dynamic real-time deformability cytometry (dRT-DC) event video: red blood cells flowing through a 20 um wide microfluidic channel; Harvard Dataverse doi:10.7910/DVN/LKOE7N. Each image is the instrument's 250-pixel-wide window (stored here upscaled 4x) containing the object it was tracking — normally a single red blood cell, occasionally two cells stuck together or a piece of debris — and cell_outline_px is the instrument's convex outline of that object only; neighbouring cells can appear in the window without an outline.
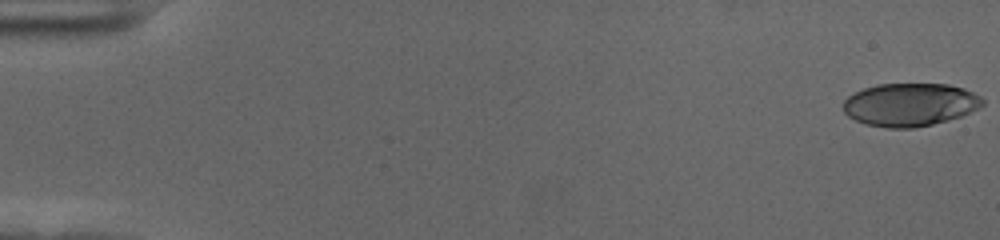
{"species": "human", "species_latin": "Homo sapiens", "temperature_condition": "cold", "stored_images_in_passage": 55, "camera_frame_rate_fps": 3000, "um_per_image_px": 0.085, "donor": {"sex": "female"}, "frame": {"image": 1, "passage_image": 1, "time_ms": 0.0, "image_size_px": [1000, 240], "cell_outline_px": [[984, 104], [980, 108], [960, 116], [948, 120], [932, 124], [912, 128], [888, 128], [864, 124], [848, 116], [844, 112], [844, 100], [848, 96], [864, 88], [876, 84], [948, 84], [964, 88], [980, 96], [984, 100]], "centroid_in_image_um": [77.36, 8.89], "position_along_channel_um": 7.6, "area_um2": 34.97}}
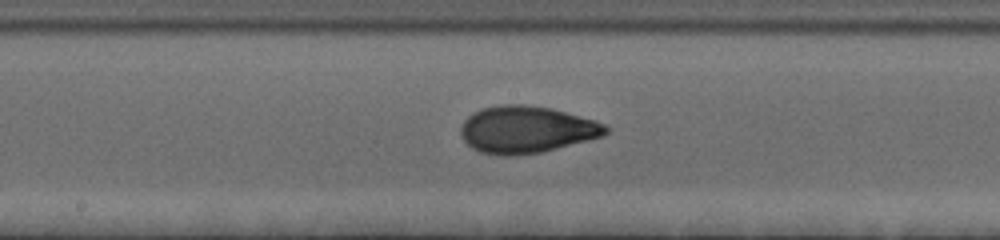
{"frame": {"image": 2, "passage_image": 31, "time_ms": 10.0, "image_size_px": [1000, 240], "cell_outline_px": [[612, 128], [604, 136], [540, 152], [508, 156], [504, 156], [480, 152], [472, 148], [464, 140], [460, 132], [460, 128], [464, 120], [472, 112], [480, 108], [500, 104], [524, 104], [552, 108], [596, 120]], "centroid_in_image_um": [44.75, 10.99], "position_along_channel_um": 203.4, "area_um2": 39.94}}
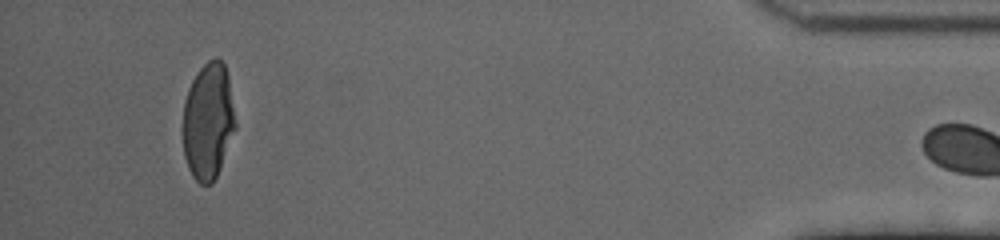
{"frame": {"image": 3, "passage_image": 54, "time_ms": 17.667, "image_size_px": [1000, 240], "cell_outline_px": [[236, 128], [216, 176], [212, 184], [200, 184], [192, 176], [188, 168], [184, 156], [180, 132], [184, 100], [188, 88], [192, 80], [200, 68], [208, 60], [216, 56], [224, 64], [228, 76], [236, 124]], "centroid_in_image_um": [17.64, 10.3], "position_along_channel_um": 417.6, "area_um2": 36.24}}